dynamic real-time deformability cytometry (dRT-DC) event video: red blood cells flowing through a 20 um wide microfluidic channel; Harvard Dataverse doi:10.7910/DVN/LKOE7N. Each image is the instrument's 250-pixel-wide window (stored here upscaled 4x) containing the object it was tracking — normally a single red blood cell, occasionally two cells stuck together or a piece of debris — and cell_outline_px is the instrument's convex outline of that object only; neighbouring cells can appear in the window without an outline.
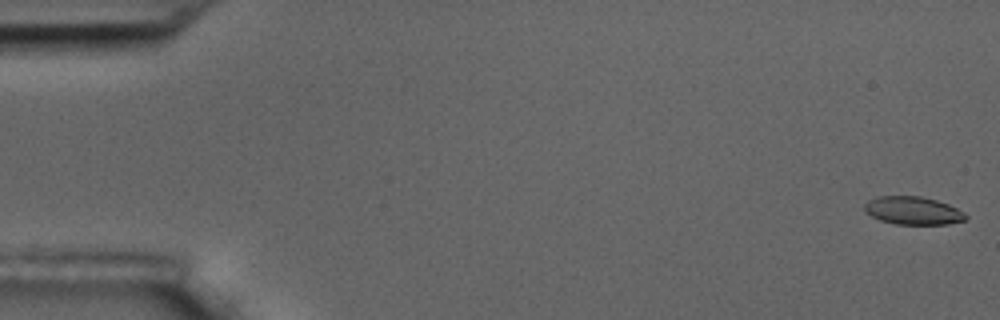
{"species": "common noctule bat (a hibernating species)", "species_latin": "Nyctalus noctula", "temperature_condition": "room temperature", "stored_images_in_passage": 18, "camera_frame_rate_fps": 3000, "um_per_image_px": 0.085, "animal": {"sex": "male", "body_mass_g": 17.5, "forearm_length_mm": 52.3}, "frame": {"image": 1, "passage_image": 1, "time_ms": 0.0, "image_size_px": [1000, 320], "cell_outline_px": [[968, 216], [964, 220], [948, 224], [896, 224], [880, 220], [864, 212], [864, 204], [868, 200], [880, 196], [920, 196], [936, 200], [948, 204], [964, 212]], "centroid_in_image_um": [77.59, 17.9], "position_along_channel_um": 7.4, "area_um2": 16.47}}
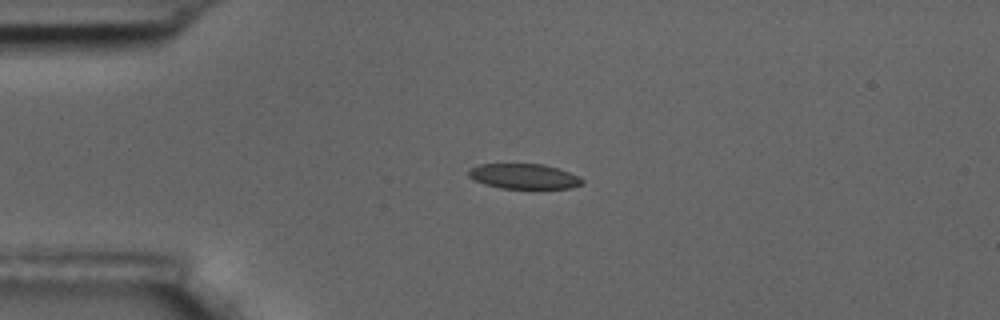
{"frame": {"image": 2, "passage_image": 14, "time_ms": 4.333, "image_size_px": [1000, 320], "cell_outline_px": [[584, 184], [572, 188], [500, 188], [484, 184], [468, 176], [468, 168], [480, 164], [544, 164], [580, 176], [584, 180]], "centroid_in_image_um": [44.55, 14.99], "position_along_channel_um": 40.5, "area_um2": 16.65}}